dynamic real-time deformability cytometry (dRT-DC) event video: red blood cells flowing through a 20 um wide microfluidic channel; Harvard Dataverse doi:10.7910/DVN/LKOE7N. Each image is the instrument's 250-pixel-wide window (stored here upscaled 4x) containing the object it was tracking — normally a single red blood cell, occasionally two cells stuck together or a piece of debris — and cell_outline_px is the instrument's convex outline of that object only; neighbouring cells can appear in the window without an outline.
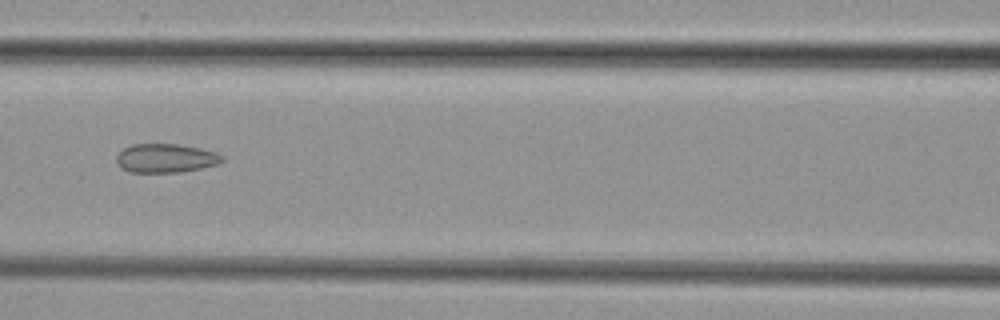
{"species": "common noctule bat (a hibernating species)", "species_latin": "Nyctalus noctula", "temperature_condition": "cold", "stored_images_in_passage": 5, "camera_frame_rate_fps": 3000, "um_per_image_px": 0.085, "animal": {"sex": "female", "body_mass_g": 29.2, "forearm_length_mm": 56.3}, "frame": {"image": 1, "passage_image": 5, "time_ms": 4.667, "image_size_px": [1000, 320], "cell_outline_px": [[224, 160], [220, 164], [180, 172], [128, 172], [120, 168], [116, 164], [116, 156], [124, 148], [132, 144], [176, 144], [200, 148], [216, 152], [224, 156]], "centroid_in_image_um": [14.08, 13.45], "position_along_channel_um": 152.5, "area_um2": 17.92}}